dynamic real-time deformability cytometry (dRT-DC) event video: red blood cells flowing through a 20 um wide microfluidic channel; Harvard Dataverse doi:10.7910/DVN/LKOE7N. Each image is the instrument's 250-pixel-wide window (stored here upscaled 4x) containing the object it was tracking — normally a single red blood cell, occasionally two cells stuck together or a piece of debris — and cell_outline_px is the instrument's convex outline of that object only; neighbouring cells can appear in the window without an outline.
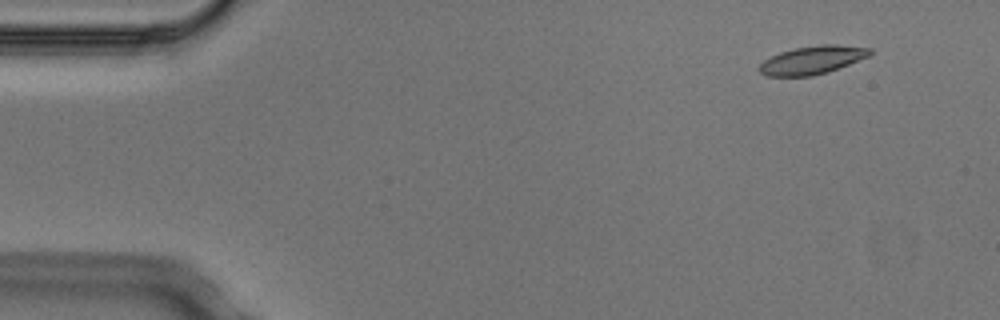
{"species": "Egyptian fruit bat (a non-hibernating species)", "species_latin": "Rousettus aegyptiacus", "temperature_condition": "cold", "stored_images_in_passage": 5, "camera_frame_rate_fps": 3000, "um_per_image_px": 0.085, "animal": {"sex": "male"}, "frame": {"image": 1, "passage_image": 2, "time_ms": 0.333, "image_size_px": [1000, 320], "cell_outline_px": [[872, 56], [828, 72], [812, 76], [768, 76], [760, 72], [756, 68], [764, 60], [780, 52], [792, 48], [820, 44], [836, 44], [872, 48]], "centroid_in_image_um": [69.08, 5.09], "position_along_channel_um": 15.9, "area_um2": 18.5}}
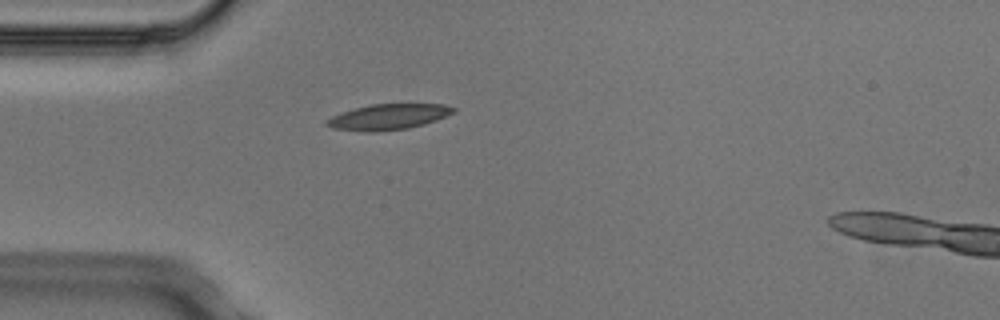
{"frame": {"image": 2, "passage_image": 5, "time_ms": 1.333, "image_size_px": [1000, 320], "cell_outline_px": [[456, 112], [436, 120], [424, 124], [408, 128], [376, 132], [368, 132], [332, 128], [324, 124], [324, 120], [340, 112], [372, 104], [444, 104], [456, 108]], "centroid_in_image_um": [32.99, 9.93], "position_along_channel_um": 52.0, "area_um2": 19.02}}